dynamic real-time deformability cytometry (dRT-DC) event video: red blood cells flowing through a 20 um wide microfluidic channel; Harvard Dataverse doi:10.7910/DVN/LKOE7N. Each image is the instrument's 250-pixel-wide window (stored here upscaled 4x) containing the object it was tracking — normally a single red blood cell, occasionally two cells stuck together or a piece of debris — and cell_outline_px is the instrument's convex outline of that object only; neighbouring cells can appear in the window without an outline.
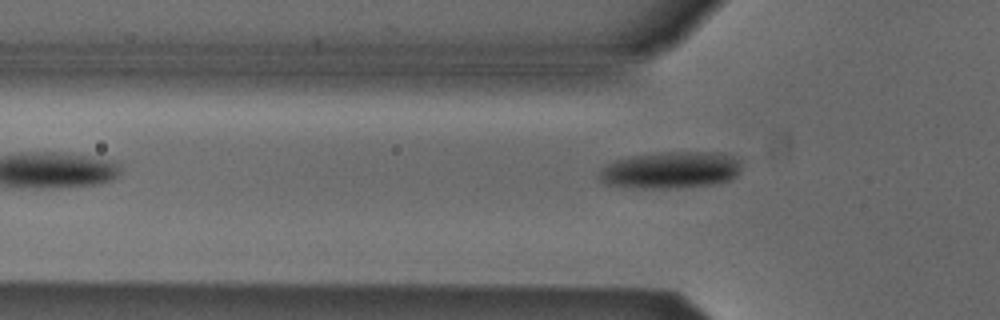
{"species": "Egyptian fruit bat (a non-hibernating species)", "species_latin": "Rousettus aegyptiacus", "temperature_condition": "cold", "stored_images_in_passage": 2, "camera_frame_rate_fps": 3000, "um_per_image_px": 0.085, "animal": {"sex": "male"}, "frame": {"image": 1, "passage_image": 2, "time_ms": 0.333, "image_size_px": [1000, 320], "cell_outline_px": [[740, 172], [732, 180], [720, 184], [680, 188], [632, 188], [604, 184], [596, 176], [608, 164], [616, 160], [632, 156], [660, 152], [720, 152], [732, 156], [740, 160]], "centroid_in_image_um": [57.05, 14.47], "position_along_channel_um": 68.8, "area_um2": 31.04}}